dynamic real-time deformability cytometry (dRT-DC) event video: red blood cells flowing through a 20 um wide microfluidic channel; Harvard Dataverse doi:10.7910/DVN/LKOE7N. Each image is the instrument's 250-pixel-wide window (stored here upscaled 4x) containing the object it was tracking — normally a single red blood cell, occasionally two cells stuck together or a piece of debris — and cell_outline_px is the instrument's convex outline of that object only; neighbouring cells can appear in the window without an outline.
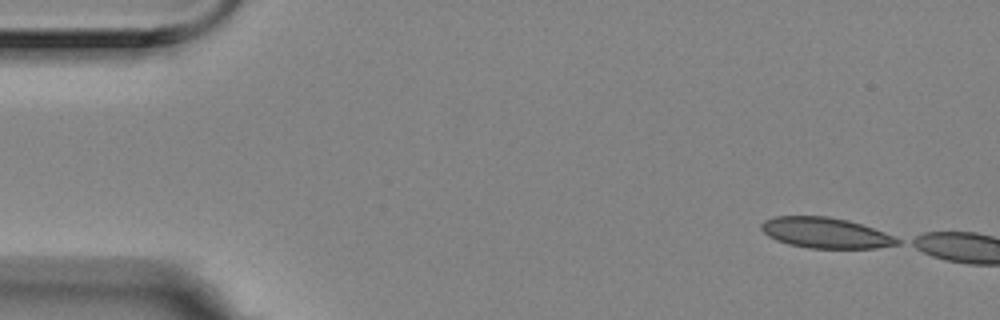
{"species": "Egyptian fruit bat (a non-hibernating species)", "species_latin": "Rousettus aegyptiacus", "temperature_condition": "room temperature", "stored_images_in_passage": 3, "camera_frame_rate_fps": 3000, "um_per_image_px": 0.085, "animal": {"sex": "female"}, "frame": {"image": 1, "passage_image": 1, "time_ms": 0.0, "image_size_px": [1000, 320], "cell_outline_px": [[900, 244], [876, 248], [808, 248], [788, 244], [776, 240], [768, 236], [760, 228], [760, 224], [764, 220], [776, 216], [828, 216], [848, 220], [884, 232], [900, 240]], "centroid_in_image_um": [70.13, 19.79], "position_along_channel_um": 14.9, "area_um2": 24.16}}